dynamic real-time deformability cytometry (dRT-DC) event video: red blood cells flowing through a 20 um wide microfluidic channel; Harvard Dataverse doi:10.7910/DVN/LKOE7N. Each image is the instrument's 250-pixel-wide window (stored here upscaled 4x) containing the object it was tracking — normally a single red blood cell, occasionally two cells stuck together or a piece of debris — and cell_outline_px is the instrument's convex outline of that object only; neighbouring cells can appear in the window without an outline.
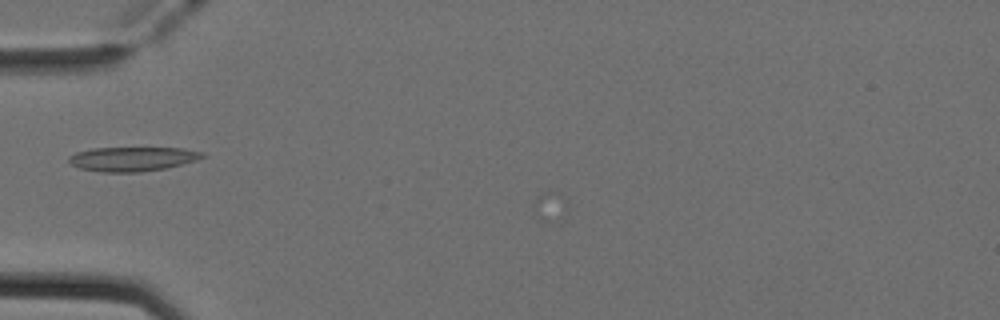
{"species": "Egyptian fruit bat (a non-hibernating species)", "species_latin": "Rousettus aegyptiacus", "temperature_condition": "cold", "stored_images_in_passage": 3, "camera_frame_rate_fps": 3000, "um_per_image_px": 0.085, "animal": {"sex": "female"}, "frame": {"image": 1, "passage_image": 1, "time_ms": 0.0, "image_size_px": [1000, 320], "cell_outline_px": [[208, 156], [196, 160], [168, 168], [140, 172], [100, 172], [80, 168], [72, 164], [68, 160], [68, 156], [76, 152], [92, 148], [184, 148], [204, 152]], "centroid_in_image_um": [11.29, 13.51], "position_along_channel_um": 73.7, "area_um2": 19.07}}